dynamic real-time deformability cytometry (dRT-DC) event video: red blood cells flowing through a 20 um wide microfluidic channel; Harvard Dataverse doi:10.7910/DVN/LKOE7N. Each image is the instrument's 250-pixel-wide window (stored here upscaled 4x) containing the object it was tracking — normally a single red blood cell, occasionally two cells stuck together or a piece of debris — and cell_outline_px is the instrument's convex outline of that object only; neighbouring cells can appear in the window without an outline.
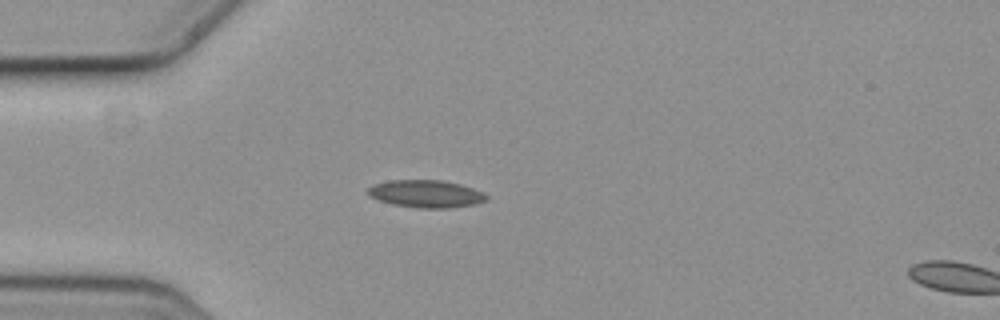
{"species": "common noctule bat (a hibernating species)", "species_latin": "Nyctalus noctula", "temperature_condition": "cold", "stored_images_in_passage": 5, "segment_of_instrument_passage": [1, 2], "camera_frame_rate_fps": 3000, "um_per_image_px": 0.085, "animal": {"sex": "female", "body_mass_g": 19.3, "forearm_length_mm": 54.1}, "frame": {"image": 1, "passage_image": 4, "time_ms": 1.0, "image_size_px": [1000, 320], "cell_outline_px": [[488, 200], [472, 204], [448, 208], [420, 208], [392, 204], [368, 196], [368, 188], [376, 184], [392, 180], [440, 180], [460, 184], [484, 192], [488, 196]], "centroid_in_image_um": [36.23, 16.47], "position_along_channel_um": 48.8, "area_um2": 18.79}}